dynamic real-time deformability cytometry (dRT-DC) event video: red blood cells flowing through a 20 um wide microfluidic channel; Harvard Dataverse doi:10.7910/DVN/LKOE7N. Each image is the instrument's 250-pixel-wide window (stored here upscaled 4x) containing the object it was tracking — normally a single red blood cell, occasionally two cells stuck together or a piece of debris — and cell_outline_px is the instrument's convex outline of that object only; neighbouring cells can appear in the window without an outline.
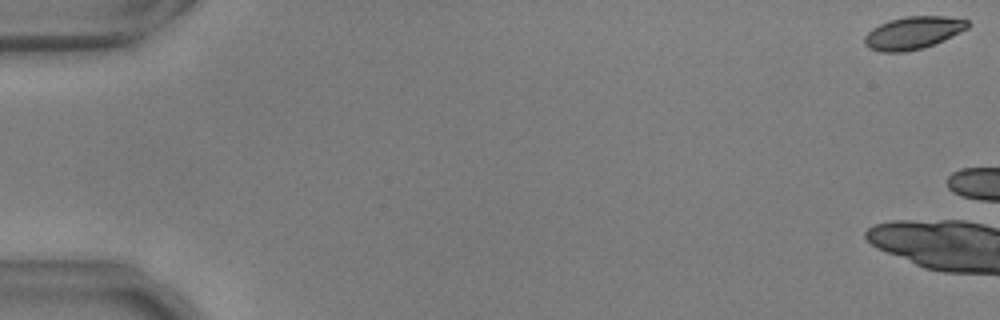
{"species": "common noctule bat (a hibernating species)", "species_latin": "Nyctalus noctula", "temperature_condition": "warm", "stored_images_in_passage": 5, "camera_frame_rate_fps": 3000, "um_per_image_px": 0.085, "animal": {"sex": "male", "body_mass_g": 17.9, "forearm_length_mm": 54.2}, "frame": {"image": 1, "passage_image": 1, "time_ms": 0.0, "image_size_px": [1000, 320], "cell_outline_px": [[968, 28], [924, 48], [904, 52], [880, 52], [868, 48], [864, 44], [864, 36], [872, 28], [888, 20], [908, 16], [944, 16], [968, 20]], "centroid_in_image_um": [77.55, 2.8], "position_along_channel_um": 7.4, "area_um2": 19.48}}